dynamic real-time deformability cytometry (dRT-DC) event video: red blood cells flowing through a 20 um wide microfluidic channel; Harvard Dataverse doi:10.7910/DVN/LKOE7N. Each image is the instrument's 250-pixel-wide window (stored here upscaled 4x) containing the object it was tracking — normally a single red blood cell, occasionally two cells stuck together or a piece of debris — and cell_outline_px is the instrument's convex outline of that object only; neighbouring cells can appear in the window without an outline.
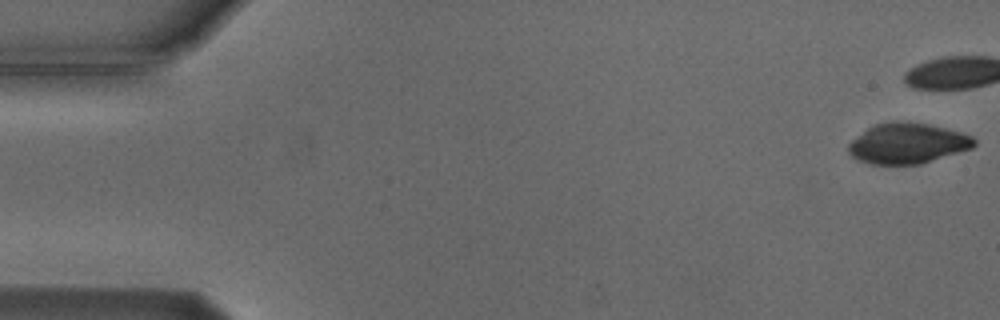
{"species": "Egyptian fruit bat (a non-hibernating species)", "species_latin": "Rousettus aegyptiacus", "temperature_condition": "cold", "stored_images_in_passage": 2, "camera_frame_rate_fps": 3000, "um_per_image_px": 0.085, "animal": {"sex": "male"}, "frame": {"image": 1, "passage_image": 2, "time_ms": 1.333, "image_size_px": [1000, 320], "cell_outline_px": [[976, 144], [972, 148], [920, 164], [872, 164], [856, 160], [848, 152], [848, 144], [852, 140], [868, 128], [876, 124], [928, 124], [960, 132], [972, 136], [976, 140]], "centroid_in_image_um": [77.14, 12.23], "position_along_channel_um": 7.9, "area_um2": 28.78}}